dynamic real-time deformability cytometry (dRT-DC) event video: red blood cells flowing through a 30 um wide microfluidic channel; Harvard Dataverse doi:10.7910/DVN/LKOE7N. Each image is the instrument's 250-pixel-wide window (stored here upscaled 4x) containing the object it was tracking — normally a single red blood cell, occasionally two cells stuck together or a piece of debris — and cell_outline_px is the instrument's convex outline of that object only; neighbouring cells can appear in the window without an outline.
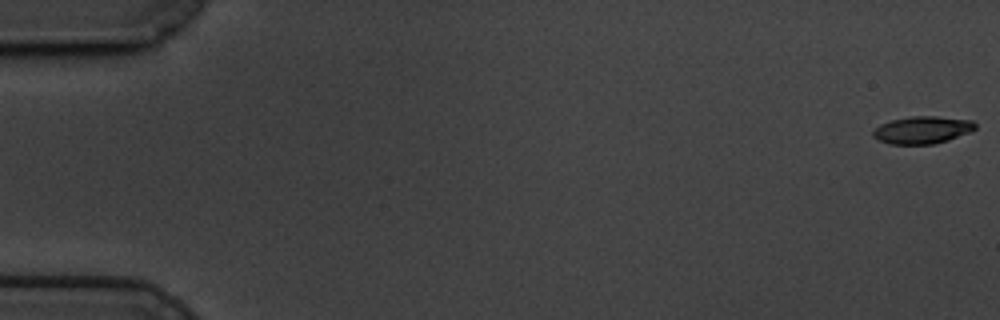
{"species": "common noctule bat (a hibernating species)", "species_latin": "Nyctalus noctula", "temperature_condition": "cold", "stored_images_in_passage": 60, "camera_frame_rate_fps": 3000, "um_per_image_px": 0.085, "animal": {"sex": "male", "body_mass_g": 19.5, "forearm_length_mm": 54.6}, "frame": {"image": 1, "passage_image": 1, "time_ms": 0.0, "image_size_px": [1000, 320], "cell_outline_px": [[976, 128], [972, 132], [948, 140], [932, 144], [888, 144], [872, 136], [872, 132], [880, 124], [892, 120], [912, 116], [936, 116], [972, 120], [976, 124]], "centroid_in_image_um": [78.43, 11.04], "position_along_channel_um": 6.6, "area_um2": 16.36}}
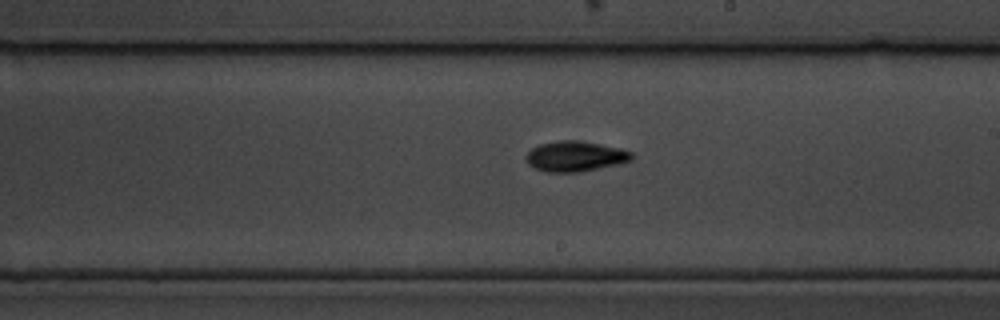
{"frame": {"image": 2, "passage_image": 35, "time_ms": 11.333, "image_size_px": [1000, 320], "cell_outline_px": [[632, 160], [616, 164], [580, 172], [548, 172], [536, 168], [528, 164], [524, 156], [532, 148], [540, 144], [556, 140], [576, 140], [600, 144], [620, 148], [632, 152]], "centroid_in_image_um": [48.86, 13.28], "position_along_channel_um": 240.1, "area_um2": 18.55}}
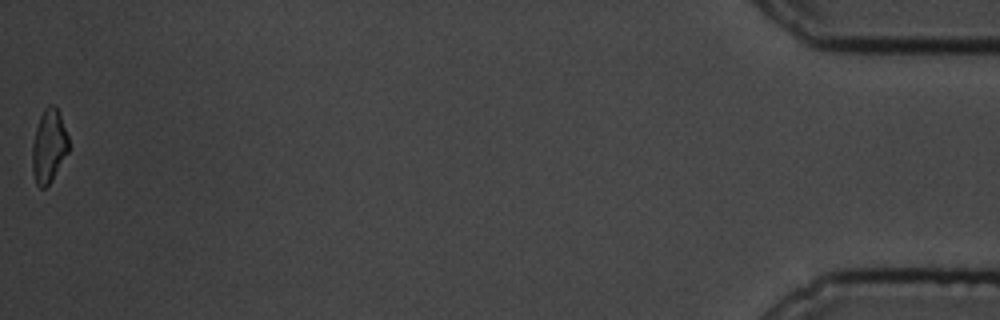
{"frame": {"image": 3, "passage_image": 60, "time_ms": 19.667, "image_size_px": [1000, 320], "cell_outline_px": [[68, 152], [52, 180], [44, 188], [40, 188], [36, 184], [32, 172], [32, 144], [36, 128], [40, 116], [44, 108], [48, 104], [56, 104], [60, 112], [68, 136]], "centroid_in_image_um": [4.15, 12.38], "position_along_channel_um": 431.1, "area_um2": 15.72}, "authors_computed_cell_mechanics": {"area_um2": 17.1088, "velocity_mm_per_s": 3.4084, "shape_relaxation_time_tau1_ms": 3.3055, "shape_relaxation_time_tau2_ms": 8.0541, "deformation_change_tau1": 0.1424, "deformation_change_tau2": 0.1399}}